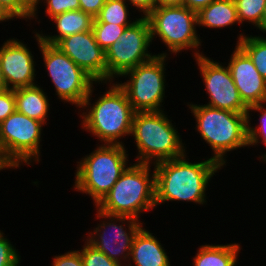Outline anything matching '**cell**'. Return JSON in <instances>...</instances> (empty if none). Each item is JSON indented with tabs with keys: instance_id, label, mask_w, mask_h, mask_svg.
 Segmentation results:
<instances>
[{
	"instance_id": "obj_20",
	"label": "cell",
	"mask_w": 266,
	"mask_h": 266,
	"mask_svg": "<svg viewBox=\"0 0 266 266\" xmlns=\"http://www.w3.org/2000/svg\"><path fill=\"white\" fill-rule=\"evenodd\" d=\"M200 28L222 29L240 24L234 0H214L197 12Z\"/></svg>"
},
{
	"instance_id": "obj_28",
	"label": "cell",
	"mask_w": 266,
	"mask_h": 266,
	"mask_svg": "<svg viewBox=\"0 0 266 266\" xmlns=\"http://www.w3.org/2000/svg\"><path fill=\"white\" fill-rule=\"evenodd\" d=\"M79 250L84 266H122L116 261L111 260L106 254L97 250L86 240Z\"/></svg>"
},
{
	"instance_id": "obj_19",
	"label": "cell",
	"mask_w": 266,
	"mask_h": 266,
	"mask_svg": "<svg viewBox=\"0 0 266 266\" xmlns=\"http://www.w3.org/2000/svg\"><path fill=\"white\" fill-rule=\"evenodd\" d=\"M41 85L14 89L16 111L45 125L49 120L50 103L47 93ZM48 118V119H47Z\"/></svg>"
},
{
	"instance_id": "obj_11",
	"label": "cell",
	"mask_w": 266,
	"mask_h": 266,
	"mask_svg": "<svg viewBox=\"0 0 266 266\" xmlns=\"http://www.w3.org/2000/svg\"><path fill=\"white\" fill-rule=\"evenodd\" d=\"M135 19L136 22L126 27L118 41L114 42L105 52L107 82L119 80L118 77L126 71L157 55L148 51L154 41H152L147 18L138 16Z\"/></svg>"
},
{
	"instance_id": "obj_12",
	"label": "cell",
	"mask_w": 266,
	"mask_h": 266,
	"mask_svg": "<svg viewBox=\"0 0 266 266\" xmlns=\"http://www.w3.org/2000/svg\"><path fill=\"white\" fill-rule=\"evenodd\" d=\"M95 209L97 210L95 220H101L87 234L85 240L111 260L127 266L134 238L145 223L132 217L110 215L96 207Z\"/></svg>"
},
{
	"instance_id": "obj_38",
	"label": "cell",
	"mask_w": 266,
	"mask_h": 266,
	"mask_svg": "<svg viewBox=\"0 0 266 266\" xmlns=\"http://www.w3.org/2000/svg\"><path fill=\"white\" fill-rule=\"evenodd\" d=\"M8 90V85L6 83L5 77L2 72L1 64H0V92Z\"/></svg>"
},
{
	"instance_id": "obj_22",
	"label": "cell",
	"mask_w": 266,
	"mask_h": 266,
	"mask_svg": "<svg viewBox=\"0 0 266 266\" xmlns=\"http://www.w3.org/2000/svg\"><path fill=\"white\" fill-rule=\"evenodd\" d=\"M249 35L244 34V30L241 31L236 44L249 56L260 75L266 80V37L261 34Z\"/></svg>"
},
{
	"instance_id": "obj_2",
	"label": "cell",
	"mask_w": 266,
	"mask_h": 266,
	"mask_svg": "<svg viewBox=\"0 0 266 266\" xmlns=\"http://www.w3.org/2000/svg\"><path fill=\"white\" fill-rule=\"evenodd\" d=\"M101 84L108 85L106 91L91 103L96 90L93 85L83 105L78 109L80 110L78 115L81 118L80 126L82 125L81 128L89 132L88 134L95 136L98 142L100 140L101 144L124 145L121 139L127 135L131 136L136 111L116 82Z\"/></svg>"
},
{
	"instance_id": "obj_39",
	"label": "cell",
	"mask_w": 266,
	"mask_h": 266,
	"mask_svg": "<svg viewBox=\"0 0 266 266\" xmlns=\"http://www.w3.org/2000/svg\"><path fill=\"white\" fill-rule=\"evenodd\" d=\"M257 29H259L263 33H266V5L264 7V12H263L262 20H261V25Z\"/></svg>"
},
{
	"instance_id": "obj_24",
	"label": "cell",
	"mask_w": 266,
	"mask_h": 266,
	"mask_svg": "<svg viewBox=\"0 0 266 266\" xmlns=\"http://www.w3.org/2000/svg\"><path fill=\"white\" fill-rule=\"evenodd\" d=\"M255 112H260L257 115L259 116V123L256 126L250 123L252 121L251 115L255 114ZM247 117L249 148L253 146L256 148V145L260 146L259 144H263L264 146H266V102L248 107ZM258 158L263 161L262 163H266V152L262 155H259Z\"/></svg>"
},
{
	"instance_id": "obj_9",
	"label": "cell",
	"mask_w": 266,
	"mask_h": 266,
	"mask_svg": "<svg viewBox=\"0 0 266 266\" xmlns=\"http://www.w3.org/2000/svg\"><path fill=\"white\" fill-rule=\"evenodd\" d=\"M34 31L33 38L37 41L44 68L55 87V96L64 104L69 103L79 109L93 84L97 86L100 83H96L58 47L43 42L37 28Z\"/></svg>"
},
{
	"instance_id": "obj_40",
	"label": "cell",
	"mask_w": 266,
	"mask_h": 266,
	"mask_svg": "<svg viewBox=\"0 0 266 266\" xmlns=\"http://www.w3.org/2000/svg\"><path fill=\"white\" fill-rule=\"evenodd\" d=\"M10 170L11 168L4 162V160L2 159L1 153H0V171L2 170Z\"/></svg>"
},
{
	"instance_id": "obj_18",
	"label": "cell",
	"mask_w": 266,
	"mask_h": 266,
	"mask_svg": "<svg viewBox=\"0 0 266 266\" xmlns=\"http://www.w3.org/2000/svg\"><path fill=\"white\" fill-rule=\"evenodd\" d=\"M56 29V34H43V31H37L43 42L55 45L62 38L92 30L94 18L82 10L67 11L56 15L50 19Z\"/></svg>"
},
{
	"instance_id": "obj_3",
	"label": "cell",
	"mask_w": 266,
	"mask_h": 266,
	"mask_svg": "<svg viewBox=\"0 0 266 266\" xmlns=\"http://www.w3.org/2000/svg\"><path fill=\"white\" fill-rule=\"evenodd\" d=\"M195 118L194 129L212 149L211 159L223 168L227 165V153L249 148L247 113H236L205 104L187 102Z\"/></svg>"
},
{
	"instance_id": "obj_15",
	"label": "cell",
	"mask_w": 266,
	"mask_h": 266,
	"mask_svg": "<svg viewBox=\"0 0 266 266\" xmlns=\"http://www.w3.org/2000/svg\"><path fill=\"white\" fill-rule=\"evenodd\" d=\"M30 47L21 39L9 38L0 47V64L8 89L36 85V61Z\"/></svg>"
},
{
	"instance_id": "obj_1",
	"label": "cell",
	"mask_w": 266,
	"mask_h": 266,
	"mask_svg": "<svg viewBox=\"0 0 266 266\" xmlns=\"http://www.w3.org/2000/svg\"><path fill=\"white\" fill-rule=\"evenodd\" d=\"M187 156L185 154L153 165L156 207L170 201L206 205L209 182L223 167L211 158L192 163Z\"/></svg>"
},
{
	"instance_id": "obj_35",
	"label": "cell",
	"mask_w": 266,
	"mask_h": 266,
	"mask_svg": "<svg viewBox=\"0 0 266 266\" xmlns=\"http://www.w3.org/2000/svg\"><path fill=\"white\" fill-rule=\"evenodd\" d=\"M214 0H184V6L198 12L200 9L207 7Z\"/></svg>"
},
{
	"instance_id": "obj_5",
	"label": "cell",
	"mask_w": 266,
	"mask_h": 266,
	"mask_svg": "<svg viewBox=\"0 0 266 266\" xmlns=\"http://www.w3.org/2000/svg\"><path fill=\"white\" fill-rule=\"evenodd\" d=\"M152 168V164L129 162V167L96 208L106 214L128 216L136 220H140L144 212L156 209L155 170L151 173Z\"/></svg>"
},
{
	"instance_id": "obj_37",
	"label": "cell",
	"mask_w": 266,
	"mask_h": 266,
	"mask_svg": "<svg viewBox=\"0 0 266 266\" xmlns=\"http://www.w3.org/2000/svg\"><path fill=\"white\" fill-rule=\"evenodd\" d=\"M15 18L0 3V23L13 21Z\"/></svg>"
},
{
	"instance_id": "obj_26",
	"label": "cell",
	"mask_w": 266,
	"mask_h": 266,
	"mask_svg": "<svg viewBox=\"0 0 266 266\" xmlns=\"http://www.w3.org/2000/svg\"><path fill=\"white\" fill-rule=\"evenodd\" d=\"M131 25H118L113 23L93 22L92 31L98 45L106 50L118 39L125 28Z\"/></svg>"
},
{
	"instance_id": "obj_4",
	"label": "cell",
	"mask_w": 266,
	"mask_h": 266,
	"mask_svg": "<svg viewBox=\"0 0 266 266\" xmlns=\"http://www.w3.org/2000/svg\"><path fill=\"white\" fill-rule=\"evenodd\" d=\"M172 121L164 110L135 112L131 131L138 151L135 163L154 165L188 154Z\"/></svg>"
},
{
	"instance_id": "obj_13",
	"label": "cell",
	"mask_w": 266,
	"mask_h": 266,
	"mask_svg": "<svg viewBox=\"0 0 266 266\" xmlns=\"http://www.w3.org/2000/svg\"><path fill=\"white\" fill-rule=\"evenodd\" d=\"M198 65L208 103L205 105L236 113H247L228 66L203 54L194 58ZM224 64V65H222Z\"/></svg>"
},
{
	"instance_id": "obj_17",
	"label": "cell",
	"mask_w": 266,
	"mask_h": 266,
	"mask_svg": "<svg viewBox=\"0 0 266 266\" xmlns=\"http://www.w3.org/2000/svg\"><path fill=\"white\" fill-rule=\"evenodd\" d=\"M143 226L136 234L127 266H171L163 244Z\"/></svg>"
},
{
	"instance_id": "obj_32",
	"label": "cell",
	"mask_w": 266,
	"mask_h": 266,
	"mask_svg": "<svg viewBox=\"0 0 266 266\" xmlns=\"http://www.w3.org/2000/svg\"><path fill=\"white\" fill-rule=\"evenodd\" d=\"M16 110L14 90L0 92V123Z\"/></svg>"
},
{
	"instance_id": "obj_25",
	"label": "cell",
	"mask_w": 266,
	"mask_h": 266,
	"mask_svg": "<svg viewBox=\"0 0 266 266\" xmlns=\"http://www.w3.org/2000/svg\"><path fill=\"white\" fill-rule=\"evenodd\" d=\"M240 24L247 22L254 28L261 25L266 0H234Z\"/></svg>"
},
{
	"instance_id": "obj_21",
	"label": "cell",
	"mask_w": 266,
	"mask_h": 266,
	"mask_svg": "<svg viewBox=\"0 0 266 266\" xmlns=\"http://www.w3.org/2000/svg\"><path fill=\"white\" fill-rule=\"evenodd\" d=\"M241 249L239 243L204 244L199 246L196 255L192 257V264L193 266H237Z\"/></svg>"
},
{
	"instance_id": "obj_36",
	"label": "cell",
	"mask_w": 266,
	"mask_h": 266,
	"mask_svg": "<svg viewBox=\"0 0 266 266\" xmlns=\"http://www.w3.org/2000/svg\"><path fill=\"white\" fill-rule=\"evenodd\" d=\"M156 7L183 6L184 0H155Z\"/></svg>"
},
{
	"instance_id": "obj_16",
	"label": "cell",
	"mask_w": 266,
	"mask_h": 266,
	"mask_svg": "<svg viewBox=\"0 0 266 266\" xmlns=\"http://www.w3.org/2000/svg\"><path fill=\"white\" fill-rule=\"evenodd\" d=\"M226 64L240 98L247 106L266 102V80L260 75L249 56L237 45Z\"/></svg>"
},
{
	"instance_id": "obj_33",
	"label": "cell",
	"mask_w": 266,
	"mask_h": 266,
	"mask_svg": "<svg viewBox=\"0 0 266 266\" xmlns=\"http://www.w3.org/2000/svg\"><path fill=\"white\" fill-rule=\"evenodd\" d=\"M128 4L138 10L141 17H147L156 7L155 0H126Z\"/></svg>"
},
{
	"instance_id": "obj_8",
	"label": "cell",
	"mask_w": 266,
	"mask_h": 266,
	"mask_svg": "<svg viewBox=\"0 0 266 266\" xmlns=\"http://www.w3.org/2000/svg\"><path fill=\"white\" fill-rule=\"evenodd\" d=\"M44 125L16 110L0 123V153L11 169L40 163Z\"/></svg>"
},
{
	"instance_id": "obj_34",
	"label": "cell",
	"mask_w": 266,
	"mask_h": 266,
	"mask_svg": "<svg viewBox=\"0 0 266 266\" xmlns=\"http://www.w3.org/2000/svg\"><path fill=\"white\" fill-rule=\"evenodd\" d=\"M105 1L106 0H79L80 10L95 18L105 4Z\"/></svg>"
},
{
	"instance_id": "obj_10",
	"label": "cell",
	"mask_w": 266,
	"mask_h": 266,
	"mask_svg": "<svg viewBox=\"0 0 266 266\" xmlns=\"http://www.w3.org/2000/svg\"><path fill=\"white\" fill-rule=\"evenodd\" d=\"M168 58L170 57L156 55L120 76L119 78L125 77L124 82L115 81L125 92L128 101L136 112L165 110L163 101L166 98L165 73H167V69L165 67L168 64L166 63Z\"/></svg>"
},
{
	"instance_id": "obj_14",
	"label": "cell",
	"mask_w": 266,
	"mask_h": 266,
	"mask_svg": "<svg viewBox=\"0 0 266 266\" xmlns=\"http://www.w3.org/2000/svg\"><path fill=\"white\" fill-rule=\"evenodd\" d=\"M55 46L96 83H107L105 51L96 42L92 30L66 36Z\"/></svg>"
},
{
	"instance_id": "obj_30",
	"label": "cell",
	"mask_w": 266,
	"mask_h": 266,
	"mask_svg": "<svg viewBox=\"0 0 266 266\" xmlns=\"http://www.w3.org/2000/svg\"><path fill=\"white\" fill-rule=\"evenodd\" d=\"M0 3L15 19H31L34 0H0Z\"/></svg>"
},
{
	"instance_id": "obj_23",
	"label": "cell",
	"mask_w": 266,
	"mask_h": 266,
	"mask_svg": "<svg viewBox=\"0 0 266 266\" xmlns=\"http://www.w3.org/2000/svg\"><path fill=\"white\" fill-rule=\"evenodd\" d=\"M128 2L126 0H106L93 22L132 25L136 20L129 18Z\"/></svg>"
},
{
	"instance_id": "obj_7",
	"label": "cell",
	"mask_w": 266,
	"mask_h": 266,
	"mask_svg": "<svg viewBox=\"0 0 266 266\" xmlns=\"http://www.w3.org/2000/svg\"><path fill=\"white\" fill-rule=\"evenodd\" d=\"M149 26L152 41L157 37L162 40L167 50L157 55L171 56L175 54L193 50L194 58L203 55L200 48L203 42L197 31V12L190 10L186 6H165L155 7L146 17ZM199 35V36H198ZM168 51V52H166Z\"/></svg>"
},
{
	"instance_id": "obj_29",
	"label": "cell",
	"mask_w": 266,
	"mask_h": 266,
	"mask_svg": "<svg viewBox=\"0 0 266 266\" xmlns=\"http://www.w3.org/2000/svg\"><path fill=\"white\" fill-rule=\"evenodd\" d=\"M11 243L3 230H0V266H20L21 255Z\"/></svg>"
},
{
	"instance_id": "obj_31",
	"label": "cell",
	"mask_w": 266,
	"mask_h": 266,
	"mask_svg": "<svg viewBox=\"0 0 266 266\" xmlns=\"http://www.w3.org/2000/svg\"><path fill=\"white\" fill-rule=\"evenodd\" d=\"M52 258L51 266H84L78 249L67 251L60 255L56 254Z\"/></svg>"
},
{
	"instance_id": "obj_27",
	"label": "cell",
	"mask_w": 266,
	"mask_h": 266,
	"mask_svg": "<svg viewBox=\"0 0 266 266\" xmlns=\"http://www.w3.org/2000/svg\"><path fill=\"white\" fill-rule=\"evenodd\" d=\"M44 4L45 6V12L49 19L52 17L62 14L67 11H72V10H80V2L79 0H34V6L32 10V15H31V20H34L37 22L36 19H38V7L39 4Z\"/></svg>"
},
{
	"instance_id": "obj_6",
	"label": "cell",
	"mask_w": 266,
	"mask_h": 266,
	"mask_svg": "<svg viewBox=\"0 0 266 266\" xmlns=\"http://www.w3.org/2000/svg\"><path fill=\"white\" fill-rule=\"evenodd\" d=\"M96 145L94 151L77 161L73 184L74 190L91 197L94 206L129 166V153L125 145Z\"/></svg>"
}]
</instances>
